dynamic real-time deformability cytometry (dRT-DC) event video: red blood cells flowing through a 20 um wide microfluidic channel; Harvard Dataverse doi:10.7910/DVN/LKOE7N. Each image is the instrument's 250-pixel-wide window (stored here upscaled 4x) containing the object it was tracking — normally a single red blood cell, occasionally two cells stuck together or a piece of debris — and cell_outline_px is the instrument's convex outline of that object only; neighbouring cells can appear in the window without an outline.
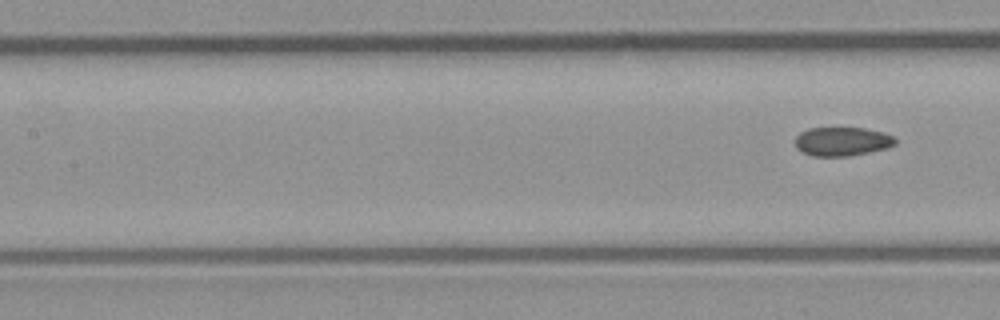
{"species": "common noctule bat (a hibernating species)", "species_latin": "Nyctalus noctula", "temperature_condition": "room temperature", "stored_images_in_passage": 4, "segment_of_instrument_passage": [2, 2], "camera_frame_rate_fps": 3000, "um_per_image_px": 0.085, "animal": {"sex": "male", "body_mass_g": 23.1, "forearm_length_mm": 52.7}, "frame": {"image": 1, "passage_image": 4, "time_ms": 3.667, "image_size_px": [1000, 320], "cell_outline_px": [[896, 144], [888, 148], [848, 156], [812, 156], [800, 152], [796, 148], [796, 136], [800, 132], [808, 128], [864, 128], [880, 132], [892, 136], [896, 140]], "centroid_in_image_um": [71.54, 12.03], "position_along_channel_um": 135.9, "area_um2": 16.82}}